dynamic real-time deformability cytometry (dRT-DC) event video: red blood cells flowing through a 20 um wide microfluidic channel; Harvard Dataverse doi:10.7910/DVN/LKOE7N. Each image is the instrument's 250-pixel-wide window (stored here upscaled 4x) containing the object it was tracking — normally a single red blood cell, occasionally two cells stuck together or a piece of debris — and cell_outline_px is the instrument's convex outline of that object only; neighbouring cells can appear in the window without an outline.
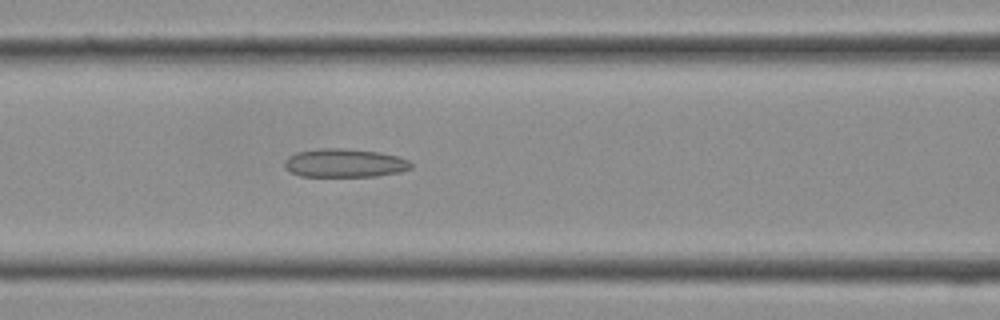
{"species": "Egyptian fruit bat (a non-hibernating species)", "species_latin": "Rousettus aegyptiacus", "temperature_condition": "cold", "stored_images_in_passage": 14, "camera_frame_rate_fps": 3000, "um_per_image_px": 0.085, "frame": {"image": 1, "passage_image": 12, "time_ms": 3.667, "image_size_px": [1000, 320], "cell_outline_px": [[412, 168], [400, 172], [376, 176], [300, 176], [288, 172], [284, 168], [284, 160], [288, 156], [296, 152], [324, 148], [344, 148], [380, 152], [396, 156], [408, 160], [412, 164]], "centroid_in_image_um": [29.25, 13.86], "position_along_channel_um": 137.3, "area_um2": 21.15}}
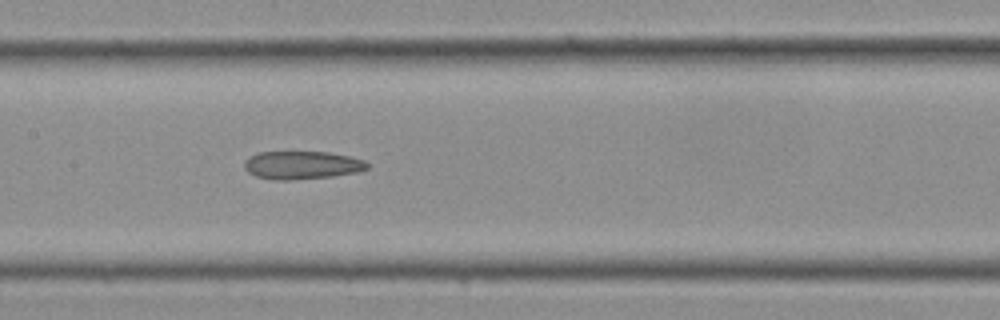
{"frame": {"image": 2, "passage_image": 14, "time_ms": 4.333, "image_size_px": [1000, 320], "cell_outline_px": [[368, 168], [360, 172], [332, 176], [292, 180], [272, 180], [256, 176], [248, 172], [244, 168], [244, 160], [248, 156], [256, 152], [328, 152], [348, 156], [364, 160], [368, 164]], "centroid_in_image_um": [25.63, 14.04], "position_along_channel_um": 181.8, "area_um2": 20.29}}